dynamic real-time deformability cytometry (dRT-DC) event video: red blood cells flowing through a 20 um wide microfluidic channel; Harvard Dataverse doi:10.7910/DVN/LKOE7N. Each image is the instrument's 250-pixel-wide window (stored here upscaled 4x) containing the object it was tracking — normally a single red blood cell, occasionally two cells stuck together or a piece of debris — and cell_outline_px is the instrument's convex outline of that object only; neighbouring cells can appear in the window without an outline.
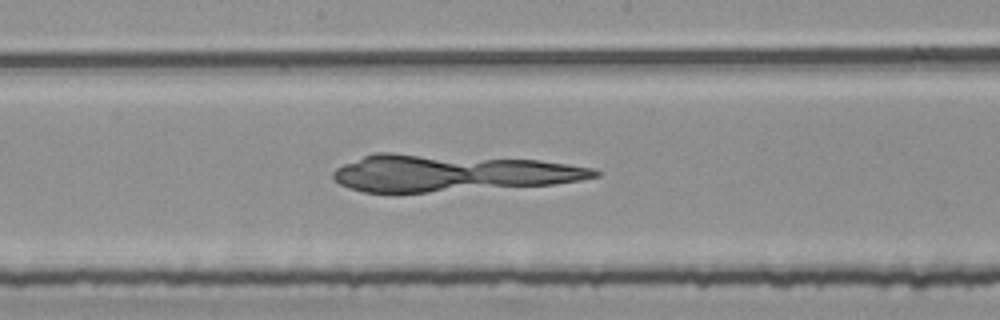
{"species": "common noctule bat (a hibernating species)", "species_latin": "Nyctalus noctula", "temperature_condition": "room temperature", "stored_images_in_passage": 53, "camera_frame_rate_fps": 3000, "um_per_image_px": 0.085, "animal": {"sex": "female", "body_mass_g": 25.1}, "frame": {"image": 1, "passage_image": 28, "time_ms": 9.0, "image_size_px": [1000, 320], "cell_outline_px": [[600, 176], [580, 180], [552, 184], [428, 192], [364, 192], [340, 184], [332, 176], [332, 172], [336, 168], [344, 164], [364, 156], [376, 152], [392, 152], [540, 160], [568, 164], [592, 168], [600, 172]], "centroid_in_image_um": [38.36, 14.69], "position_along_channel_um": 209.8, "area_um2": 56.01}}
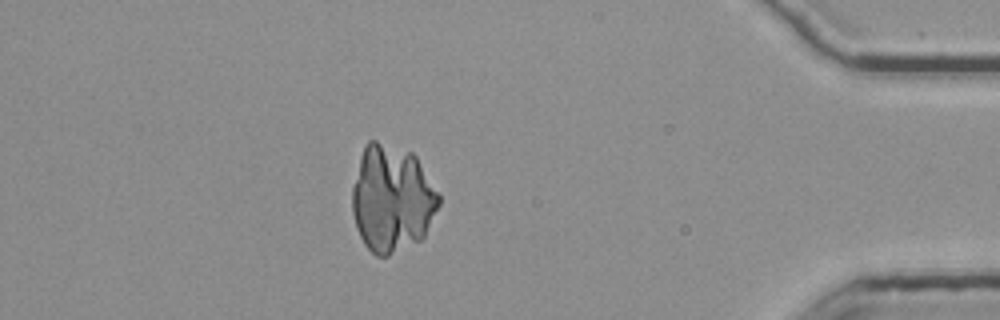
{"frame": {"image": 2, "passage_image": 47, "time_ms": 15.333, "image_size_px": [1000, 320], "cell_outline_px": [[440, 204], [424, 236], [420, 240], [388, 256], [376, 256], [364, 244], [356, 228], [352, 212], [352, 188], [360, 156], [364, 144], [368, 140], [376, 140], [412, 152], [416, 156], [440, 196]], "centroid_in_image_um": [33.29, 16.87], "position_along_channel_um": 401.9, "area_um2": 54.1}}